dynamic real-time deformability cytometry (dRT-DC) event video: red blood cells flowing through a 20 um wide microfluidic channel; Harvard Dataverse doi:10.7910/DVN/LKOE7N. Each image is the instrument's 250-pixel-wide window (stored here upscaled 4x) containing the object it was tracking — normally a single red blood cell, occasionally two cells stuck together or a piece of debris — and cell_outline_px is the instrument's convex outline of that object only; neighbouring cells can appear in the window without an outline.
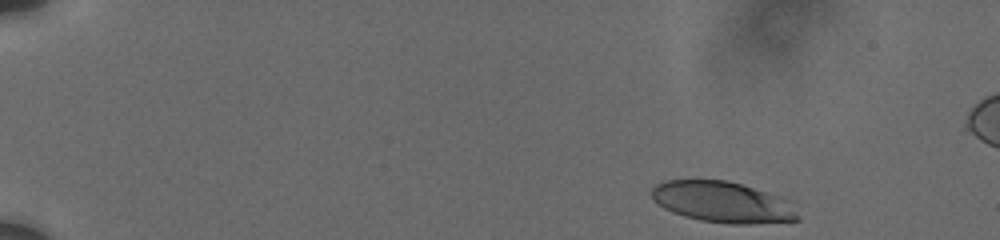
{"species": "human", "species_latin": "Homo sapiens", "temperature_condition": "cold", "stored_images_in_passage": 30, "camera_frame_rate_fps": 3000, "um_per_image_px": 0.085, "donor": {"sex": "male"}, "frame": {"image": 1, "passage_image": 1, "time_ms": 0.0, "image_size_px": [1000, 240], "cell_outline_px": [[800, 220], [752, 224], [728, 224], [700, 220], [684, 216], [672, 212], [664, 208], [652, 196], [652, 188], [656, 184], [664, 180], [728, 180], [780, 196], [788, 200], [800, 216]], "centroid_in_image_um": [61.45, 17.18], "position_along_channel_um": 23.5, "area_um2": 34.91}}
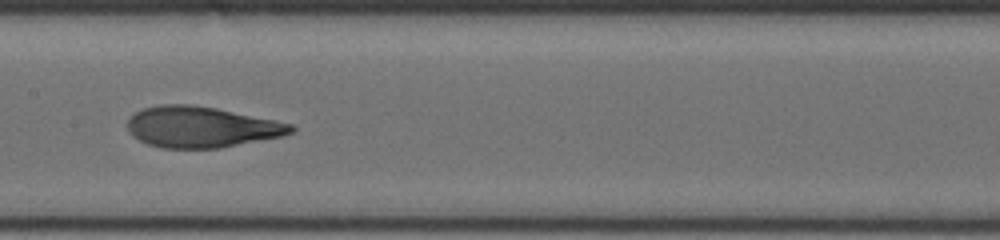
{"frame": {"image": 2, "passage_image": 15, "time_ms": 8.0, "image_size_px": [1000, 240], "cell_outline_px": [[296, 128], [292, 132], [284, 136], [220, 148], [160, 148], [148, 144], [132, 136], [128, 132], [128, 120], [136, 112], [144, 108], [160, 104], [188, 104], [216, 108], [292, 124]], "centroid_in_image_um": [17.1, 10.8], "position_along_channel_um": 190.3, "area_um2": 38.9}}
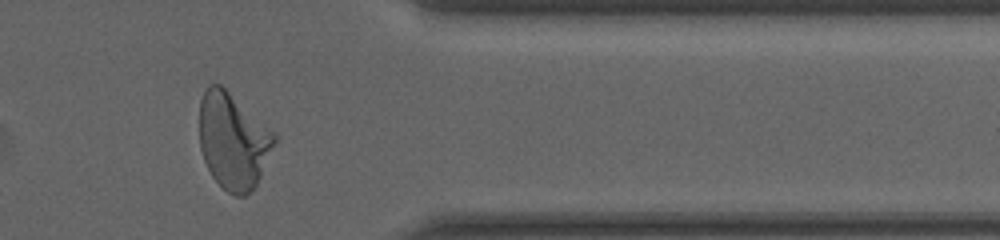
{"frame": {"image": 3, "passage_image": 25, "time_ms": 13.667, "image_size_px": [1000, 240], "cell_outline_px": [[276, 140], [260, 176], [256, 184], [244, 196], [236, 196], [228, 192], [212, 176], [204, 160], [200, 148], [200, 100], [208, 84], [220, 84], [276, 132]], "centroid_in_image_um": [19.81, 11.95], "position_along_channel_um": 391.6, "area_um2": 41.62}, "authors_computed_cell_mechanics": {"area_um2": 38.726, "velocity_mm_per_s": 3.7082, "shape_relaxation_time_tau1_ms": 3.8642, "shape_relaxation_time_tau2_ms": 1.0083, "deformation_change_tau1": 0.1776, "deformation_change_tau2": 0.0668}}